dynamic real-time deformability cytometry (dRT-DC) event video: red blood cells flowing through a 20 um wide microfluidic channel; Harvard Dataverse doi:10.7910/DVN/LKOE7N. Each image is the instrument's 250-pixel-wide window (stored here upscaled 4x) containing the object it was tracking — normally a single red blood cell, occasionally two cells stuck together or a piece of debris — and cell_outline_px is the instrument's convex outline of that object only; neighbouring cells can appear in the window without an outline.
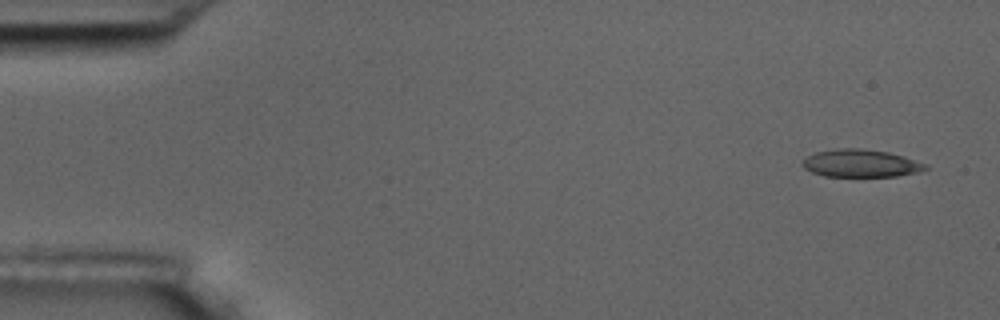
{"species": "common noctule bat (a hibernating species)", "species_latin": "Nyctalus noctula", "temperature_condition": "room temperature", "stored_images_in_passage": 5, "camera_frame_rate_fps": 3000, "um_per_image_px": 0.085, "animal": {"sex": "male", "body_mass_g": 17.5, "forearm_length_mm": 52.3}, "frame": {"image": 1, "passage_image": 1, "time_ms": 0.0, "image_size_px": [1000, 320], "cell_outline_px": [[928, 168], [920, 172], [896, 176], [824, 176], [812, 172], [804, 168], [800, 164], [808, 156], [816, 152], [836, 148], [864, 148], [888, 152], [904, 156], [928, 164]], "centroid_in_image_um": [73.19, 13.87], "position_along_channel_um": 11.8, "area_um2": 19.94}}
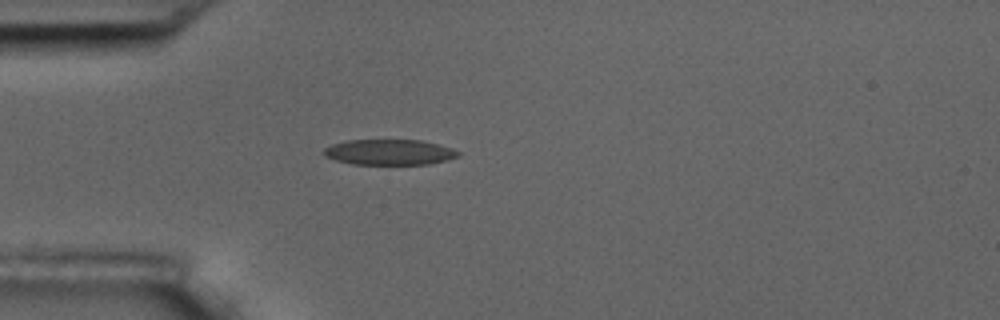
{"frame": {"image": 2, "passage_image": 4, "time_ms": 4.333, "image_size_px": [1000, 320], "cell_outline_px": [[460, 156], [448, 160], [428, 164], [352, 164], [336, 160], [324, 156], [320, 152], [324, 148], [332, 144], [344, 140], [420, 140], [452, 148], [460, 152]], "centroid_in_image_um": [33.06, 12.93], "position_along_channel_um": 51.9, "area_um2": 20.11}}